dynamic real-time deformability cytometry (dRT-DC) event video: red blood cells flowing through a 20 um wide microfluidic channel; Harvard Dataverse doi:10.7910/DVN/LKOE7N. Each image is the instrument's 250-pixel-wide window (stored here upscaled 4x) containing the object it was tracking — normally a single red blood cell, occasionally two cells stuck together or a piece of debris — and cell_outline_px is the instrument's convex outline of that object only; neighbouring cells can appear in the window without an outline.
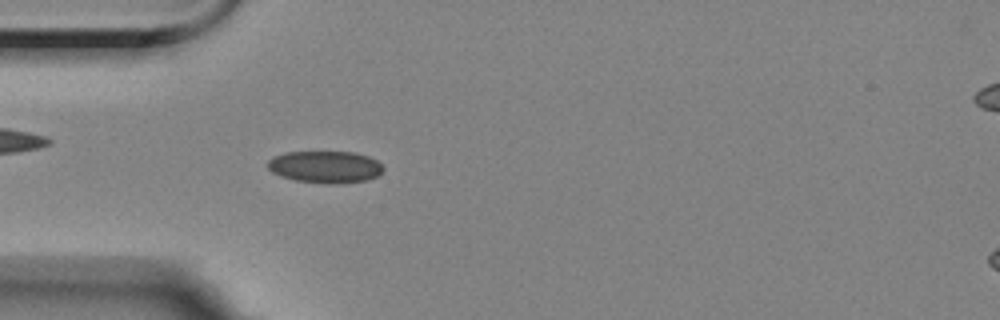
{"species": "Egyptian fruit bat (a non-hibernating species)", "species_latin": "Rousettus aegyptiacus", "temperature_condition": "room temperature", "stored_images_in_passage": 4, "camera_frame_rate_fps": 3000, "um_per_image_px": 0.085, "animal": {"sex": "female"}, "frame": {"image": 1, "passage_image": 4, "time_ms": 4.333, "image_size_px": [1000, 320], "cell_outline_px": [[384, 168], [376, 176], [368, 180], [336, 184], [328, 184], [296, 180], [280, 176], [272, 172], [268, 168], [268, 160], [272, 156], [284, 152], [356, 152], [368, 156], [376, 160]], "centroid_in_image_um": [27.62, 14.18], "position_along_channel_um": 57.4, "area_um2": 21.62}}